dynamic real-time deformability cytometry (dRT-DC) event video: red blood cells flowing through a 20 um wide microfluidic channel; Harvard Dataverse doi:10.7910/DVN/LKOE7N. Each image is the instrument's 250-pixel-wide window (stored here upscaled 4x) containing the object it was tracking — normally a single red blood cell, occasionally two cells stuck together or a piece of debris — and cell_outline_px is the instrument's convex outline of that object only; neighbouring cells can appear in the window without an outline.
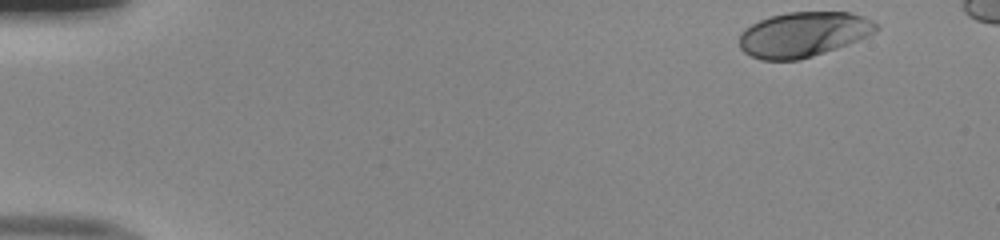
{"species": "human", "species_latin": "Homo sapiens", "temperature_condition": "room temperature", "stored_images_in_passage": 41, "camera_frame_rate_fps": 3000, "um_per_image_px": 0.085, "donor": {"sex": "male"}, "frame": {"image": 1, "passage_image": 1, "time_ms": 0.0, "image_size_px": [1000, 240], "cell_outline_px": [[880, 28], [876, 32], [848, 44], [800, 60], [760, 60], [744, 52], [740, 48], [740, 32], [744, 28], [768, 16], [788, 12], [852, 12], [864, 16], [880, 24]], "centroid_in_image_um": [68.3, 2.91], "position_along_channel_um": 16.7, "area_um2": 36.07}}
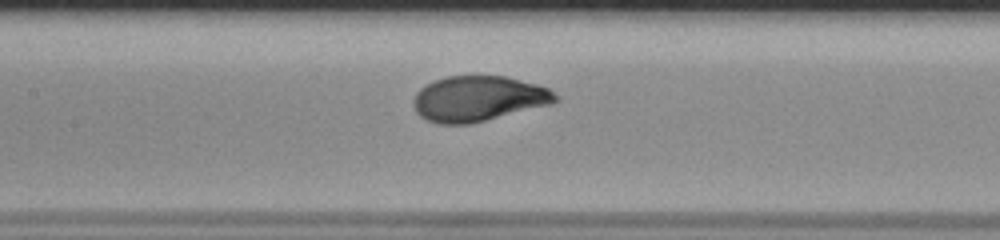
{"frame": {"image": 2, "passage_image": 22, "time_ms": 7.0, "image_size_px": [1000, 240], "cell_outline_px": [[560, 100], [552, 104], [472, 124], [440, 124], [428, 120], [420, 116], [416, 112], [412, 104], [412, 100], [416, 92], [420, 88], [436, 80], [448, 76], [504, 76], [536, 84], [548, 88], [560, 96]], "centroid_in_image_um": [40.68, 8.4], "position_along_channel_um": 166.7, "area_um2": 37.74}}
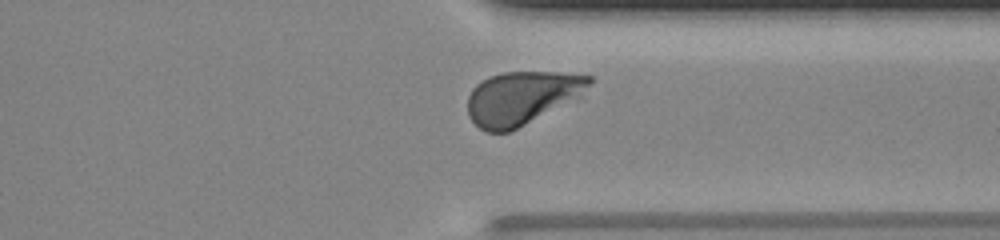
{"frame": {"image": 3, "passage_image": 37, "time_ms": 12.0, "image_size_px": [1000, 240], "cell_outline_px": [[592, 80], [580, 96], [508, 132], [484, 132], [468, 116], [468, 96], [472, 88], [476, 84], [488, 76], [504, 72], [560, 72], [592, 76]], "centroid_in_image_um": [44.3, 8.3], "position_along_channel_um": 367.1, "area_um2": 37.28}, "authors_computed_cell_mechanics": {"area_um2": 37.6856, "velocity_mm_per_s": 3.9999, "shape_relaxation_time_tau1_ms": 2.2145, "shape_relaxation_time_tau2_ms": null, "deformation_change_tau1": 0.1533, "deformation_change_tau2": null}}